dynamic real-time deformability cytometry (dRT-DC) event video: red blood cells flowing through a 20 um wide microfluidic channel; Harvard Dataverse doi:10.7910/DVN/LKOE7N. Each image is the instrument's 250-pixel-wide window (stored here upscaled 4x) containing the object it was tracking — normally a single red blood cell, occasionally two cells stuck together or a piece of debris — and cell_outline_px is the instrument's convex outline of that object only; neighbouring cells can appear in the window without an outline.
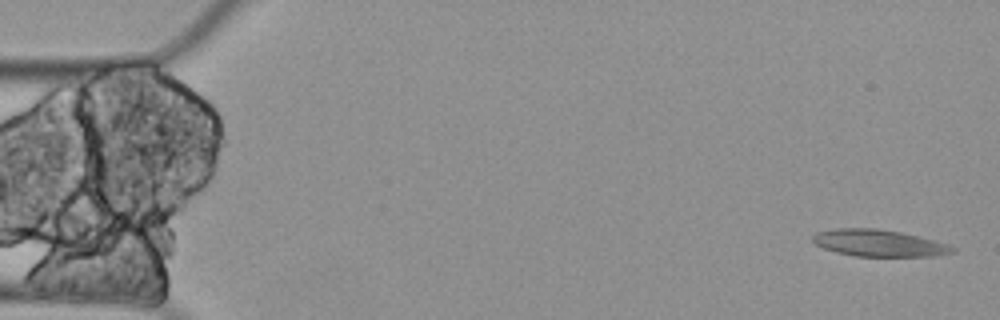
{"species": "Egyptian fruit bat (a non-hibernating species)", "species_latin": "Rousettus aegyptiacus", "temperature_condition": "cold", "stored_images_in_passage": 4, "camera_frame_rate_fps": 3000, "um_per_image_px": 0.085, "animal": {"sex": "female"}, "frame": {"image": 1, "passage_image": 1, "time_ms": 0.0, "image_size_px": [1000, 320], "cell_outline_px": [[956, 252], [936, 256], [856, 256], [836, 252], [824, 248], [816, 244], [812, 240], [812, 236], [816, 232], [836, 228], [876, 228], [900, 232], [948, 244], [956, 248]], "centroid_in_image_um": [74.7, 20.66], "position_along_channel_um": 10.3, "area_um2": 21.73}}
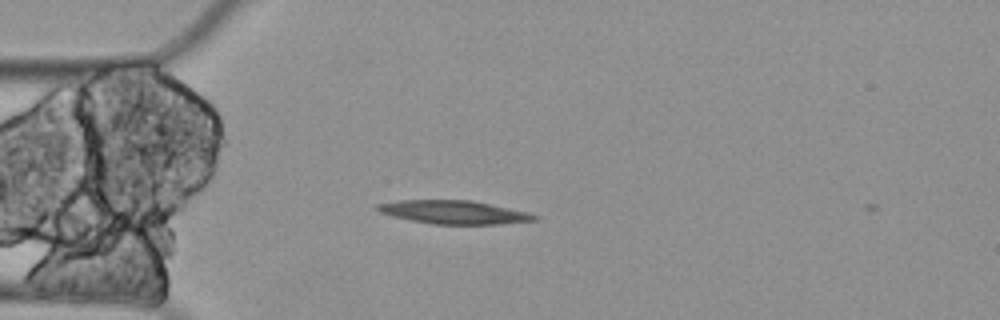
{"frame": {"image": 2, "passage_image": 3, "time_ms": 0.667, "image_size_px": [1000, 320], "cell_outline_px": [[540, 216], [536, 220], [496, 224], [432, 224], [392, 216], [380, 212], [376, 208], [376, 204], [400, 200], [472, 200], [528, 212]], "centroid_in_image_um": [38.58, 18.03], "position_along_channel_um": 46.4, "area_um2": 21.27}}